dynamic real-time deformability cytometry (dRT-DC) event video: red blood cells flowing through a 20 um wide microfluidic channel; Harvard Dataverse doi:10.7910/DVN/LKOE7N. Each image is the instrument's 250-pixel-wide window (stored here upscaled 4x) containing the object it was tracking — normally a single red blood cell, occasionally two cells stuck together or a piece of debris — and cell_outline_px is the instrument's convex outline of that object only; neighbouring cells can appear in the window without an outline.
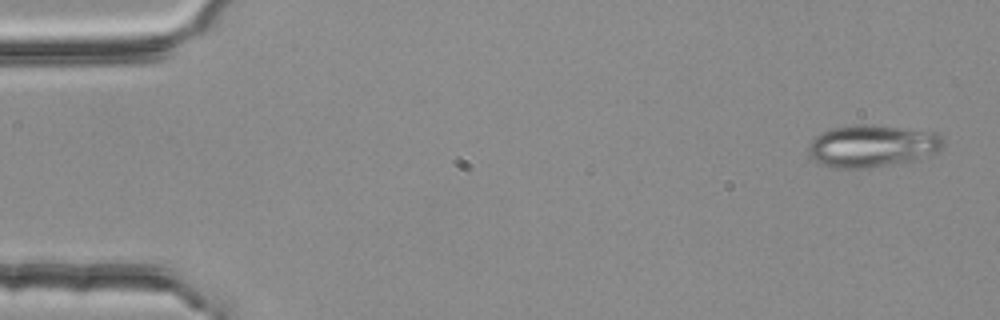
{"species": "common noctule bat (a hibernating species)", "species_latin": "Nyctalus noctula", "temperature_condition": "room temperature", "stored_images_in_passage": 4, "segment_of_instrument_passage": [1, 2], "camera_frame_rate_fps": 3000, "um_per_image_px": 0.085, "animal": {"sex": "female", "body_mass_g": 25.1}, "frame": {"image": 1, "passage_image": 1, "time_ms": 0.0, "image_size_px": [1000, 320], "cell_outline_px": [[944, 144], [936, 152], [912, 160], [864, 168], [832, 168], [820, 164], [808, 152], [808, 144], [816, 136], [832, 128], [856, 124], [872, 124], [936, 132], [944, 140]], "centroid_in_image_um": [74.11, 12.39], "position_along_channel_um": 10.9, "area_um2": 32.83}}